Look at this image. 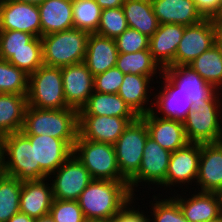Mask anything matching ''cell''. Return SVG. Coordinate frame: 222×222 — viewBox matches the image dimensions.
Listing matches in <instances>:
<instances>
[{"label": "cell", "instance_id": "cell-1", "mask_svg": "<svg viewBox=\"0 0 222 222\" xmlns=\"http://www.w3.org/2000/svg\"><path fill=\"white\" fill-rule=\"evenodd\" d=\"M128 181L93 179L78 203L85 219H112L133 198Z\"/></svg>", "mask_w": 222, "mask_h": 222}, {"label": "cell", "instance_id": "cell-2", "mask_svg": "<svg viewBox=\"0 0 222 222\" xmlns=\"http://www.w3.org/2000/svg\"><path fill=\"white\" fill-rule=\"evenodd\" d=\"M21 132L24 135H45L63 139L72 149L78 137V110L40 109L27 106Z\"/></svg>", "mask_w": 222, "mask_h": 222}, {"label": "cell", "instance_id": "cell-3", "mask_svg": "<svg viewBox=\"0 0 222 222\" xmlns=\"http://www.w3.org/2000/svg\"><path fill=\"white\" fill-rule=\"evenodd\" d=\"M0 162L4 174L16 177L20 181L49 177L40 166H35L34 144H31L22 132H14L0 138Z\"/></svg>", "mask_w": 222, "mask_h": 222}, {"label": "cell", "instance_id": "cell-4", "mask_svg": "<svg viewBox=\"0 0 222 222\" xmlns=\"http://www.w3.org/2000/svg\"><path fill=\"white\" fill-rule=\"evenodd\" d=\"M88 36V32L77 28L42 36L43 64L62 68L82 63Z\"/></svg>", "mask_w": 222, "mask_h": 222}, {"label": "cell", "instance_id": "cell-5", "mask_svg": "<svg viewBox=\"0 0 222 222\" xmlns=\"http://www.w3.org/2000/svg\"><path fill=\"white\" fill-rule=\"evenodd\" d=\"M73 154L89 171L92 179L127 181L118 168L114 145L86 140L78 134Z\"/></svg>", "mask_w": 222, "mask_h": 222}, {"label": "cell", "instance_id": "cell-6", "mask_svg": "<svg viewBox=\"0 0 222 222\" xmlns=\"http://www.w3.org/2000/svg\"><path fill=\"white\" fill-rule=\"evenodd\" d=\"M28 106L40 109L70 108L63 91L61 68L42 65L29 75Z\"/></svg>", "mask_w": 222, "mask_h": 222}, {"label": "cell", "instance_id": "cell-7", "mask_svg": "<svg viewBox=\"0 0 222 222\" xmlns=\"http://www.w3.org/2000/svg\"><path fill=\"white\" fill-rule=\"evenodd\" d=\"M149 136L145 121L139 116L130 122L114 144L121 175L129 181L139 170L143 149Z\"/></svg>", "mask_w": 222, "mask_h": 222}, {"label": "cell", "instance_id": "cell-8", "mask_svg": "<svg viewBox=\"0 0 222 222\" xmlns=\"http://www.w3.org/2000/svg\"><path fill=\"white\" fill-rule=\"evenodd\" d=\"M221 94H217L199 111H190L183 121L189 143H215L222 141ZM221 102H220V101ZM221 103V104H220ZM221 111H220V110Z\"/></svg>", "mask_w": 222, "mask_h": 222}, {"label": "cell", "instance_id": "cell-9", "mask_svg": "<svg viewBox=\"0 0 222 222\" xmlns=\"http://www.w3.org/2000/svg\"><path fill=\"white\" fill-rule=\"evenodd\" d=\"M49 178L52 180L54 199L71 201H78L82 191L93 180L89 171L74 154L50 174Z\"/></svg>", "mask_w": 222, "mask_h": 222}, {"label": "cell", "instance_id": "cell-10", "mask_svg": "<svg viewBox=\"0 0 222 222\" xmlns=\"http://www.w3.org/2000/svg\"><path fill=\"white\" fill-rule=\"evenodd\" d=\"M171 152L162 148L154 139L148 136L144 149L140 168L138 172L128 181L130 191L133 195L141 182L164 186L165 178L170 162ZM160 185V186H159Z\"/></svg>", "mask_w": 222, "mask_h": 222}, {"label": "cell", "instance_id": "cell-11", "mask_svg": "<svg viewBox=\"0 0 222 222\" xmlns=\"http://www.w3.org/2000/svg\"><path fill=\"white\" fill-rule=\"evenodd\" d=\"M162 72L188 95L192 102L191 111H199L220 92L188 65L169 66Z\"/></svg>", "mask_w": 222, "mask_h": 222}, {"label": "cell", "instance_id": "cell-12", "mask_svg": "<svg viewBox=\"0 0 222 222\" xmlns=\"http://www.w3.org/2000/svg\"><path fill=\"white\" fill-rule=\"evenodd\" d=\"M17 30L41 38V20L37 5L0 0V31Z\"/></svg>", "mask_w": 222, "mask_h": 222}, {"label": "cell", "instance_id": "cell-13", "mask_svg": "<svg viewBox=\"0 0 222 222\" xmlns=\"http://www.w3.org/2000/svg\"><path fill=\"white\" fill-rule=\"evenodd\" d=\"M136 119L78 115V134L86 140L114 145L130 122Z\"/></svg>", "mask_w": 222, "mask_h": 222}, {"label": "cell", "instance_id": "cell-14", "mask_svg": "<svg viewBox=\"0 0 222 222\" xmlns=\"http://www.w3.org/2000/svg\"><path fill=\"white\" fill-rule=\"evenodd\" d=\"M214 45V31L210 18L185 26L175 54V66H187Z\"/></svg>", "mask_w": 222, "mask_h": 222}, {"label": "cell", "instance_id": "cell-15", "mask_svg": "<svg viewBox=\"0 0 222 222\" xmlns=\"http://www.w3.org/2000/svg\"><path fill=\"white\" fill-rule=\"evenodd\" d=\"M201 144L188 143L185 147L171 152L170 162L165 178L166 187L185 183H196L199 171Z\"/></svg>", "mask_w": 222, "mask_h": 222}, {"label": "cell", "instance_id": "cell-16", "mask_svg": "<svg viewBox=\"0 0 222 222\" xmlns=\"http://www.w3.org/2000/svg\"><path fill=\"white\" fill-rule=\"evenodd\" d=\"M66 104L80 110L94 92V76L82 62L61 68Z\"/></svg>", "mask_w": 222, "mask_h": 222}, {"label": "cell", "instance_id": "cell-17", "mask_svg": "<svg viewBox=\"0 0 222 222\" xmlns=\"http://www.w3.org/2000/svg\"><path fill=\"white\" fill-rule=\"evenodd\" d=\"M159 77L164 79L163 83L165 85H161V90L155 96L153 102V108L151 112L153 114H158L162 118L178 120L183 122L188 113L192 110V102L187 94H185L179 87H177L163 72H158ZM157 106V110L154 108ZM156 110V111H155Z\"/></svg>", "mask_w": 222, "mask_h": 222}, {"label": "cell", "instance_id": "cell-18", "mask_svg": "<svg viewBox=\"0 0 222 222\" xmlns=\"http://www.w3.org/2000/svg\"><path fill=\"white\" fill-rule=\"evenodd\" d=\"M25 136L34 144L35 166H40L48 176L73 154V149L63 139L47 134Z\"/></svg>", "mask_w": 222, "mask_h": 222}, {"label": "cell", "instance_id": "cell-19", "mask_svg": "<svg viewBox=\"0 0 222 222\" xmlns=\"http://www.w3.org/2000/svg\"><path fill=\"white\" fill-rule=\"evenodd\" d=\"M194 193L188 199L177 194L173 198L188 222H209L222 215V194L217 192ZM180 198H179V197Z\"/></svg>", "mask_w": 222, "mask_h": 222}, {"label": "cell", "instance_id": "cell-20", "mask_svg": "<svg viewBox=\"0 0 222 222\" xmlns=\"http://www.w3.org/2000/svg\"><path fill=\"white\" fill-rule=\"evenodd\" d=\"M196 185L201 192L222 194V141L201 144Z\"/></svg>", "mask_w": 222, "mask_h": 222}, {"label": "cell", "instance_id": "cell-21", "mask_svg": "<svg viewBox=\"0 0 222 222\" xmlns=\"http://www.w3.org/2000/svg\"><path fill=\"white\" fill-rule=\"evenodd\" d=\"M184 29L185 25L181 24H160L149 38V51L162 70L175 66V54Z\"/></svg>", "mask_w": 222, "mask_h": 222}, {"label": "cell", "instance_id": "cell-22", "mask_svg": "<svg viewBox=\"0 0 222 222\" xmlns=\"http://www.w3.org/2000/svg\"><path fill=\"white\" fill-rule=\"evenodd\" d=\"M140 117L147 125L149 136L162 148L174 152L189 143L183 122L159 117L151 111Z\"/></svg>", "mask_w": 222, "mask_h": 222}, {"label": "cell", "instance_id": "cell-23", "mask_svg": "<svg viewBox=\"0 0 222 222\" xmlns=\"http://www.w3.org/2000/svg\"><path fill=\"white\" fill-rule=\"evenodd\" d=\"M46 180L49 178L22 181L20 212L35 219L50 213L54 197L51 183L49 184Z\"/></svg>", "mask_w": 222, "mask_h": 222}, {"label": "cell", "instance_id": "cell-24", "mask_svg": "<svg viewBox=\"0 0 222 222\" xmlns=\"http://www.w3.org/2000/svg\"><path fill=\"white\" fill-rule=\"evenodd\" d=\"M151 2L159 24L191 26L205 19L194 0H151Z\"/></svg>", "mask_w": 222, "mask_h": 222}, {"label": "cell", "instance_id": "cell-25", "mask_svg": "<svg viewBox=\"0 0 222 222\" xmlns=\"http://www.w3.org/2000/svg\"><path fill=\"white\" fill-rule=\"evenodd\" d=\"M117 57L118 50L115 39L96 33L89 34L83 63L93 76L115 67Z\"/></svg>", "mask_w": 222, "mask_h": 222}, {"label": "cell", "instance_id": "cell-26", "mask_svg": "<svg viewBox=\"0 0 222 222\" xmlns=\"http://www.w3.org/2000/svg\"><path fill=\"white\" fill-rule=\"evenodd\" d=\"M38 9L41 37L73 28L72 0H46Z\"/></svg>", "mask_w": 222, "mask_h": 222}, {"label": "cell", "instance_id": "cell-27", "mask_svg": "<svg viewBox=\"0 0 222 222\" xmlns=\"http://www.w3.org/2000/svg\"><path fill=\"white\" fill-rule=\"evenodd\" d=\"M152 79V80H151ZM152 77L136 74H125L123 82L118 91V95L130 106V108L138 115L142 116L152 110V106L147 107L150 96V82ZM148 99V100H147Z\"/></svg>", "mask_w": 222, "mask_h": 222}, {"label": "cell", "instance_id": "cell-28", "mask_svg": "<svg viewBox=\"0 0 222 222\" xmlns=\"http://www.w3.org/2000/svg\"><path fill=\"white\" fill-rule=\"evenodd\" d=\"M78 115H104L122 118L139 117L118 94L100 93L97 91L92 93L87 103L78 111Z\"/></svg>", "mask_w": 222, "mask_h": 222}, {"label": "cell", "instance_id": "cell-29", "mask_svg": "<svg viewBox=\"0 0 222 222\" xmlns=\"http://www.w3.org/2000/svg\"><path fill=\"white\" fill-rule=\"evenodd\" d=\"M27 106V95L0 93V138L21 132Z\"/></svg>", "mask_w": 222, "mask_h": 222}, {"label": "cell", "instance_id": "cell-30", "mask_svg": "<svg viewBox=\"0 0 222 222\" xmlns=\"http://www.w3.org/2000/svg\"><path fill=\"white\" fill-rule=\"evenodd\" d=\"M128 26L151 37L159 27L151 0H125L122 5Z\"/></svg>", "mask_w": 222, "mask_h": 222}, {"label": "cell", "instance_id": "cell-31", "mask_svg": "<svg viewBox=\"0 0 222 222\" xmlns=\"http://www.w3.org/2000/svg\"><path fill=\"white\" fill-rule=\"evenodd\" d=\"M188 66L217 90L222 89V50L220 48L213 45Z\"/></svg>", "mask_w": 222, "mask_h": 222}, {"label": "cell", "instance_id": "cell-32", "mask_svg": "<svg viewBox=\"0 0 222 222\" xmlns=\"http://www.w3.org/2000/svg\"><path fill=\"white\" fill-rule=\"evenodd\" d=\"M116 67L123 74L145 75L148 77H154L157 71H160V73L163 71L154 61L149 50L118 53Z\"/></svg>", "mask_w": 222, "mask_h": 222}, {"label": "cell", "instance_id": "cell-33", "mask_svg": "<svg viewBox=\"0 0 222 222\" xmlns=\"http://www.w3.org/2000/svg\"><path fill=\"white\" fill-rule=\"evenodd\" d=\"M22 181L3 174L0 178V222H7L20 212Z\"/></svg>", "mask_w": 222, "mask_h": 222}, {"label": "cell", "instance_id": "cell-34", "mask_svg": "<svg viewBox=\"0 0 222 222\" xmlns=\"http://www.w3.org/2000/svg\"><path fill=\"white\" fill-rule=\"evenodd\" d=\"M73 28L96 33L102 9L95 0H72Z\"/></svg>", "mask_w": 222, "mask_h": 222}, {"label": "cell", "instance_id": "cell-35", "mask_svg": "<svg viewBox=\"0 0 222 222\" xmlns=\"http://www.w3.org/2000/svg\"><path fill=\"white\" fill-rule=\"evenodd\" d=\"M28 83L29 75L25 71L0 59V93L27 95Z\"/></svg>", "mask_w": 222, "mask_h": 222}, {"label": "cell", "instance_id": "cell-36", "mask_svg": "<svg viewBox=\"0 0 222 222\" xmlns=\"http://www.w3.org/2000/svg\"><path fill=\"white\" fill-rule=\"evenodd\" d=\"M7 61L22 69L28 75L34 73L43 65L41 38L34 37L30 41V49H21L20 51L12 52V56Z\"/></svg>", "mask_w": 222, "mask_h": 222}, {"label": "cell", "instance_id": "cell-37", "mask_svg": "<svg viewBox=\"0 0 222 222\" xmlns=\"http://www.w3.org/2000/svg\"><path fill=\"white\" fill-rule=\"evenodd\" d=\"M128 27L122 7L103 9L96 34L116 39Z\"/></svg>", "mask_w": 222, "mask_h": 222}, {"label": "cell", "instance_id": "cell-38", "mask_svg": "<svg viewBox=\"0 0 222 222\" xmlns=\"http://www.w3.org/2000/svg\"><path fill=\"white\" fill-rule=\"evenodd\" d=\"M154 195L152 201L153 217L150 219L152 222H188L179 207L178 202L173 198L161 199ZM159 198V199H158ZM158 199V200H157Z\"/></svg>", "mask_w": 222, "mask_h": 222}, {"label": "cell", "instance_id": "cell-39", "mask_svg": "<svg viewBox=\"0 0 222 222\" xmlns=\"http://www.w3.org/2000/svg\"><path fill=\"white\" fill-rule=\"evenodd\" d=\"M35 36L17 30L0 31V59L8 60L12 52L30 49V41Z\"/></svg>", "mask_w": 222, "mask_h": 222}, {"label": "cell", "instance_id": "cell-40", "mask_svg": "<svg viewBox=\"0 0 222 222\" xmlns=\"http://www.w3.org/2000/svg\"><path fill=\"white\" fill-rule=\"evenodd\" d=\"M55 222H85L78 201L54 199L50 213Z\"/></svg>", "mask_w": 222, "mask_h": 222}, {"label": "cell", "instance_id": "cell-41", "mask_svg": "<svg viewBox=\"0 0 222 222\" xmlns=\"http://www.w3.org/2000/svg\"><path fill=\"white\" fill-rule=\"evenodd\" d=\"M115 41L118 53H133L149 50V37L130 27L118 36Z\"/></svg>", "mask_w": 222, "mask_h": 222}, {"label": "cell", "instance_id": "cell-42", "mask_svg": "<svg viewBox=\"0 0 222 222\" xmlns=\"http://www.w3.org/2000/svg\"><path fill=\"white\" fill-rule=\"evenodd\" d=\"M125 74L116 66L104 73L94 76V91L100 93L117 94L123 82Z\"/></svg>", "mask_w": 222, "mask_h": 222}, {"label": "cell", "instance_id": "cell-43", "mask_svg": "<svg viewBox=\"0 0 222 222\" xmlns=\"http://www.w3.org/2000/svg\"><path fill=\"white\" fill-rule=\"evenodd\" d=\"M133 197L127 204L112 218V222H151L149 216L144 215V212H139L133 208ZM132 206V208L130 207ZM148 217V218H147Z\"/></svg>", "mask_w": 222, "mask_h": 222}, {"label": "cell", "instance_id": "cell-44", "mask_svg": "<svg viewBox=\"0 0 222 222\" xmlns=\"http://www.w3.org/2000/svg\"><path fill=\"white\" fill-rule=\"evenodd\" d=\"M194 2L205 18L222 14V0H194Z\"/></svg>", "mask_w": 222, "mask_h": 222}, {"label": "cell", "instance_id": "cell-45", "mask_svg": "<svg viewBox=\"0 0 222 222\" xmlns=\"http://www.w3.org/2000/svg\"><path fill=\"white\" fill-rule=\"evenodd\" d=\"M214 31V45L222 50V14L210 17Z\"/></svg>", "mask_w": 222, "mask_h": 222}, {"label": "cell", "instance_id": "cell-46", "mask_svg": "<svg viewBox=\"0 0 222 222\" xmlns=\"http://www.w3.org/2000/svg\"><path fill=\"white\" fill-rule=\"evenodd\" d=\"M101 9H113L122 7L125 0H95Z\"/></svg>", "mask_w": 222, "mask_h": 222}, {"label": "cell", "instance_id": "cell-47", "mask_svg": "<svg viewBox=\"0 0 222 222\" xmlns=\"http://www.w3.org/2000/svg\"><path fill=\"white\" fill-rule=\"evenodd\" d=\"M7 222H35V218L29 217L25 213L18 212L13 215Z\"/></svg>", "mask_w": 222, "mask_h": 222}, {"label": "cell", "instance_id": "cell-48", "mask_svg": "<svg viewBox=\"0 0 222 222\" xmlns=\"http://www.w3.org/2000/svg\"><path fill=\"white\" fill-rule=\"evenodd\" d=\"M12 1L21 2V3H28V4H33V5L39 6L46 0H12Z\"/></svg>", "mask_w": 222, "mask_h": 222}, {"label": "cell", "instance_id": "cell-49", "mask_svg": "<svg viewBox=\"0 0 222 222\" xmlns=\"http://www.w3.org/2000/svg\"><path fill=\"white\" fill-rule=\"evenodd\" d=\"M35 222H55V221L50 214H47L42 217L36 218Z\"/></svg>", "mask_w": 222, "mask_h": 222}, {"label": "cell", "instance_id": "cell-50", "mask_svg": "<svg viewBox=\"0 0 222 222\" xmlns=\"http://www.w3.org/2000/svg\"><path fill=\"white\" fill-rule=\"evenodd\" d=\"M85 222H112V219H105V220H90V219H86Z\"/></svg>", "mask_w": 222, "mask_h": 222}, {"label": "cell", "instance_id": "cell-51", "mask_svg": "<svg viewBox=\"0 0 222 222\" xmlns=\"http://www.w3.org/2000/svg\"><path fill=\"white\" fill-rule=\"evenodd\" d=\"M209 222H222V215L214 220H211Z\"/></svg>", "mask_w": 222, "mask_h": 222}, {"label": "cell", "instance_id": "cell-52", "mask_svg": "<svg viewBox=\"0 0 222 222\" xmlns=\"http://www.w3.org/2000/svg\"><path fill=\"white\" fill-rule=\"evenodd\" d=\"M3 174H4V170H3L2 164L0 162V178Z\"/></svg>", "mask_w": 222, "mask_h": 222}]
</instances>
